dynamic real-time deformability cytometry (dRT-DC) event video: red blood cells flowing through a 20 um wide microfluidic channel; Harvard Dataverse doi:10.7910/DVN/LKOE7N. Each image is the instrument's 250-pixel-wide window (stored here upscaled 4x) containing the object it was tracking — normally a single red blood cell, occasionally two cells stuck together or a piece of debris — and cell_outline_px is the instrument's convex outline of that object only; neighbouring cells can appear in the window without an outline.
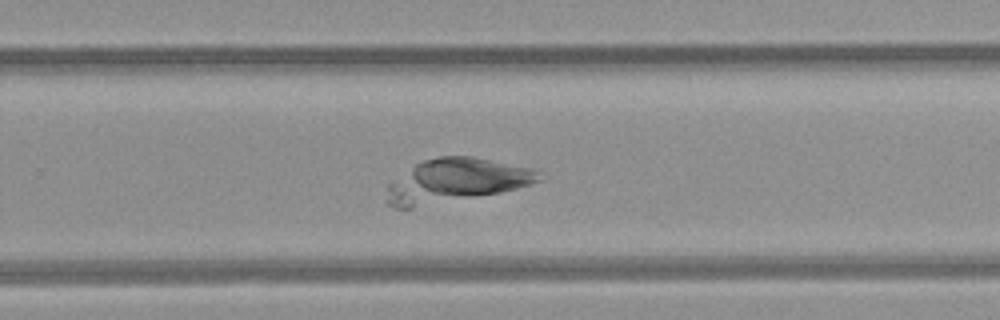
{"species": "common noctule bat (a hibernating species)", "species_latin": "Nyctalus noctula", "temperature_condition": "room temperature", "stored_images_in_passage": 38, "camera_frame_rate_fps": 3000, "um_per_image_px": 0.085, "animal": {"sex": "female", "body_mass_g": 21.9}, "frame": {"image": 1, "passage_image": 26, "time_ms": 8.333, "image_size_px": [1000, 320], "cell_outline_px": [[544, 180], [532, 184], [500, 192], [412, 208], [396, 208], [384, 204], [384, 200], [388, 184], [416, 164], [424, 160], [440, 156], [472, 156], [532, 168]], "centroid_in_image_um": [38.7, 15.36], "position_along_channel_um": 291.1, "area_um2": 38.55}}
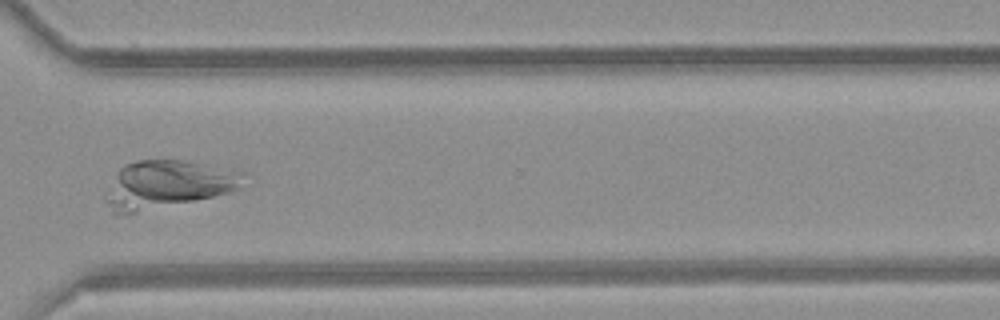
{"frame": {"image": 2, "passage_image": 31, "time_ms": 10.0, "image_size_px": [1000, 320], "cell_outline_px": [[248, 172], [236, 188], [228, 192], [196, 200], [116, 216], [104, 200], [104, 196], [116, 172], [124, 164], [140, 160], [180, 160]], "centroid_in_image_um": [14.17, 15.67], "position_along_channel_um": 356.4, "area_um2": 37.97}}